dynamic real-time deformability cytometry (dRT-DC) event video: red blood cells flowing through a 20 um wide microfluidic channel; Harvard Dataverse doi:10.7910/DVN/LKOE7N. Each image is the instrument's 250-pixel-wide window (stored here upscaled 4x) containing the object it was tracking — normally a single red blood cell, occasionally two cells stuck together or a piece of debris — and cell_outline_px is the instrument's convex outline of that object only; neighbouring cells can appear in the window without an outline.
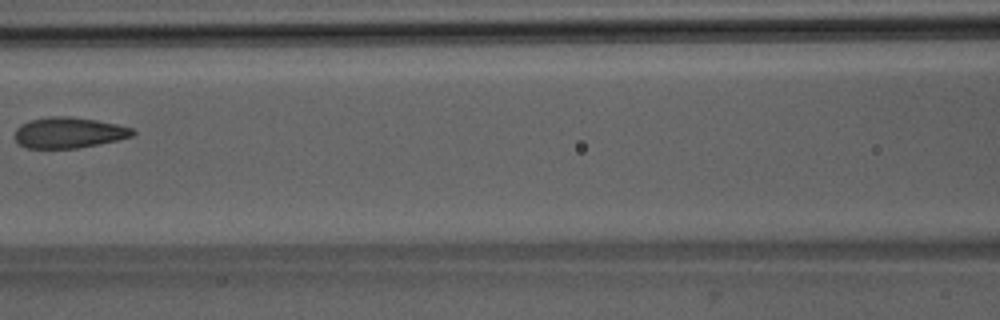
{"species": "Egyptian fruit bat (a non-hibernating species)", "species_latin": "Rousettus aegyptiacus", "temperature_condition": "room temperature", "stored_images_in_passage": 7, "camera_frame_rate_fps": 3000, "um_per_image_px": 0.085, "animal": {"sex": "male"}, "frame": {"image": 1, "passage_image": 6, "time_ms": 6.667, "image_size_px": [1000, 320], "cell_outline_px": [[136, 132], [132, 136], [116, 140], [76, 148], [24, 148], [16, 140], [16, 128], [20, 124], [28, 120], [48, 116], [68, 116], [96, 120], [116, 124], [132, 128]], "centroid_in_image_um": [5.81, 11.26], "position_along_channel_um": 160.8, "area_um2": 21.04}}